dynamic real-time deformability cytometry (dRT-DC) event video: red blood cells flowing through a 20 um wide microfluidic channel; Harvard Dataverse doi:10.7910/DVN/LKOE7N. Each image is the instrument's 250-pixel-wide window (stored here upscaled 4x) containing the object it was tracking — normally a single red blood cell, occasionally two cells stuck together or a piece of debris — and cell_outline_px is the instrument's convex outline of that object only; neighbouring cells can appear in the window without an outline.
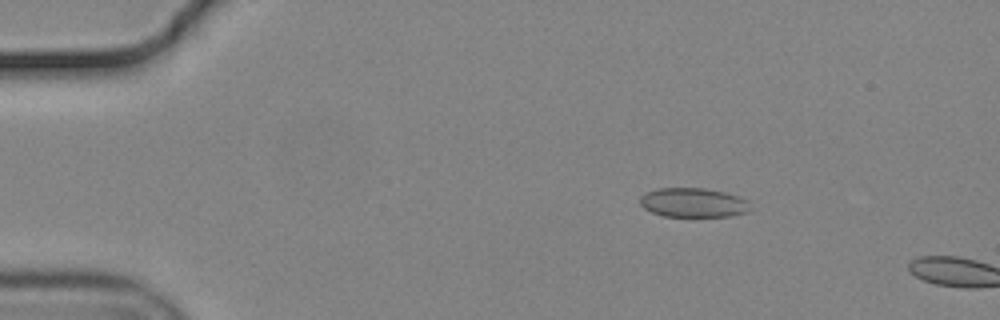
{"species": "common noctule bat (a hibernating species)", "species_latin": "Nyctalus noctula", "temperature_condition": "cold", "stored_images_in_passage": 3, "camera_frame_rate_fps": 3000, "um_per_image_px": 0.085, "animal": {"sex": "male", "body_mass_g": 19.2, "forearm_length_mm": 51.8}, "frame": {"image": 1, "passage_image": 1, "time_ms": 0.0, "image_size_px": [1000, 320], "cell_outline_px": [[748, 212], [732, 216], [664, 216], [652, 212], [644, 208], [640, 204], [640, 196], [644, 192], [656, 188], [704, 188], [724, 192], [740, 196], [748, 200]], "centroid_in_image_um": [58.9, 17.21], "position_along_channel_um": 26.1, "area_um2": 18.9}}